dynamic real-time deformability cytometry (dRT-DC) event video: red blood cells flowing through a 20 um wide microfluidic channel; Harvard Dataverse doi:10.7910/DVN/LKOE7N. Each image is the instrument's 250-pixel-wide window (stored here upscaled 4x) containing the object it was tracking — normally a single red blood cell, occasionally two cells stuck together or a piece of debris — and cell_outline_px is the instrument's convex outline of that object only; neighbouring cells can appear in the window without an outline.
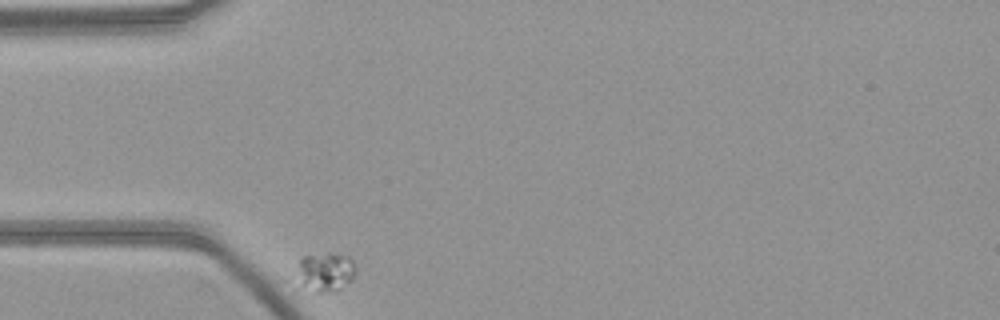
{"species": "common noctule bat (a hibernating species)", "species_latin": "Nyctalus noctula", "temperature_condition": "warm", "stored_images_in_passage": 41, "camera_frame_rate_fps": 3000, "um_per_image_px": 0.085, "animal": {"sex": "female", "body_mass_g": 21.9}, "frame": {"image": 1, "passage_image": 1, "time_ms": 0.0, "image_size_px": [1000, 320], "cell_outline_px": [[356, 272], [352, 280], [340, 288], [332, 292], [316, 292], [304, 284], [300, 268], [300, 256], [348, 256], [352, 260], [356, 268]], "centroid_in_image_um": [27.78, 23.14], "position_along_channel_um": 57.2, "area_um2": 12.2}}
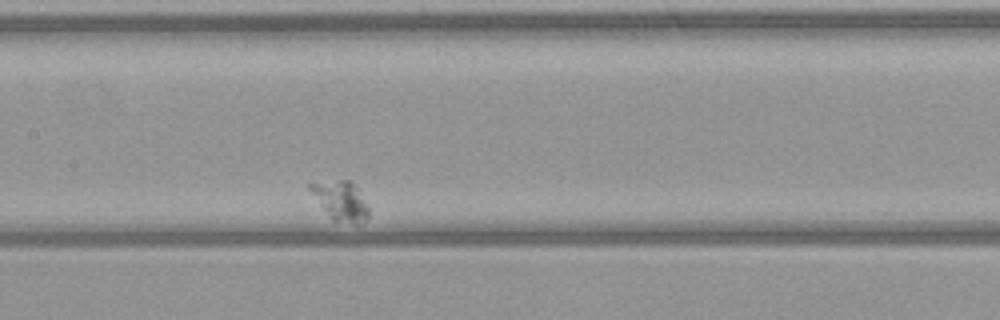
{"frame": {"image": 2, "passage_image": 18, "time_ms": 5.667, "image_size_px": [1000, 320], "cell_outline_px": [[368, 216], [364, 220], [332, 220], [308, 188], [308, 184], [340, 180], [348, 180], [356, 188], [368, 208]], "centroid_in_image_um": [28.91, 17.01], "position_along_channel_um": 178.5, "area_um2": 12.25}}
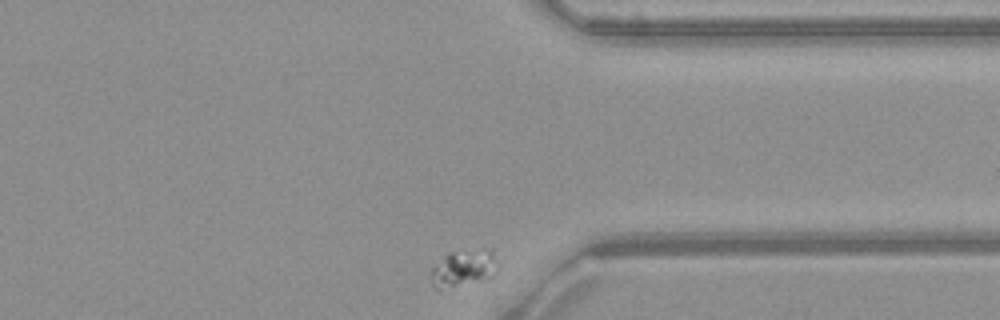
{"frame": {"image": 3, "passage_image": 41, "time_ms": 13.333, "image_size_px": [1000, 320], "cell_outline_px": [[492, 256], [480, 276], [440, 292], [432, 284], [428, 272], [448, 252], [492, 248]], "centroid_in_image_um": [39.03, 22.77], "position_along_channel_um": 372.4, "area_um2": 12.48}}